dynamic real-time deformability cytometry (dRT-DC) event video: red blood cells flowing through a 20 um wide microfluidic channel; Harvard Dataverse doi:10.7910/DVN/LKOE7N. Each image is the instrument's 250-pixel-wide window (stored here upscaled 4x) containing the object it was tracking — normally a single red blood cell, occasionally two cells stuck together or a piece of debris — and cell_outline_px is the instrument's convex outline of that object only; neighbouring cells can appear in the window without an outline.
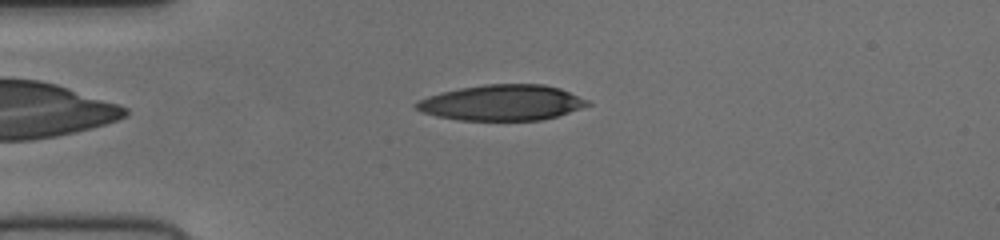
{"species": "human", "species_latin": "Homo sapiens", "temperature_condition": "cold", "stored_images_in_passage": 44, "camera_frame_rate_fps": 3000, "um_per_image_px": 0.085, "donor": {"sex": "female"}, "frame": {"image": 1, "passage_image": 5, "time_ms": 1.333, "image_size_px": [1000, 240], "cell_outline_px": [[592, 104], [556, 116], [540, 120], [460, 120], [436, 116], [424, 112], [416, 108], [412, 104], [416, 100], [440, 92], [460, 88], [484, 84], [544, 84], [560, 88], [588, 100]], "centroid_in_image_um": [42.63, 8.72], "position_along_channel_um": 42.4, "area_um2": 35.55}}
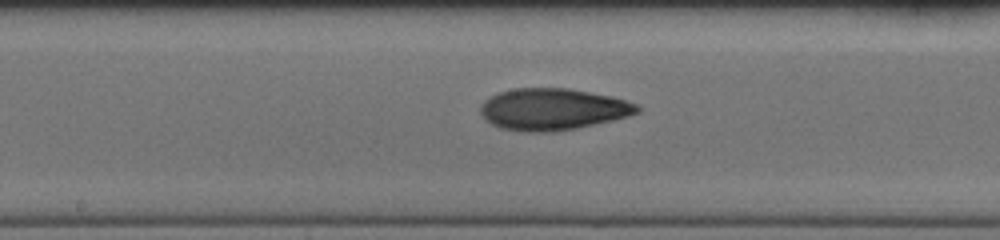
{"frame": {"image": 2, "passage_image": 19, "time_ms": 6.0, "image_size_px": [1000, 240], "cell_outline_px": [[640, 112], [628, 116], [612, 120], [576, 128], [552, 132], [524, 132], [500, 128], [484, 120], [480, 112], [480, 104], [488, 96], [512, 88], [568, 88], [612, 96], [640, 104]], "centroid_in_image_um": [46.96, 9.28], "position_along_channel_um": 201.2, "area_um2": 38.44}}
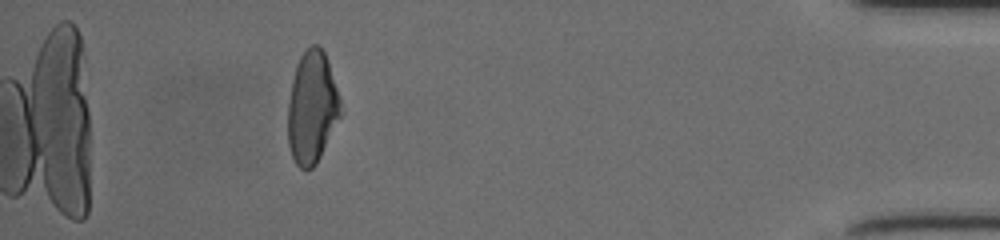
{"frame": {"image": 3, "passage_image": 39, "time_ms": 12.667, "image_size_px": [1000, 240], "cell_outline_px": [[344, 112], [316, 164], [312, 168], [300, 168], [296, 164], [292, 156], [288, 144], [288, 100], [292, 80], [296, 64], [300, 56], [312, 44], [316, 44], [324, 52], [328, 60]], "centroid_in_image_um": [26.54, 9.14], "position_along_channel_um": 408.7, "area_um2": 34.68}}